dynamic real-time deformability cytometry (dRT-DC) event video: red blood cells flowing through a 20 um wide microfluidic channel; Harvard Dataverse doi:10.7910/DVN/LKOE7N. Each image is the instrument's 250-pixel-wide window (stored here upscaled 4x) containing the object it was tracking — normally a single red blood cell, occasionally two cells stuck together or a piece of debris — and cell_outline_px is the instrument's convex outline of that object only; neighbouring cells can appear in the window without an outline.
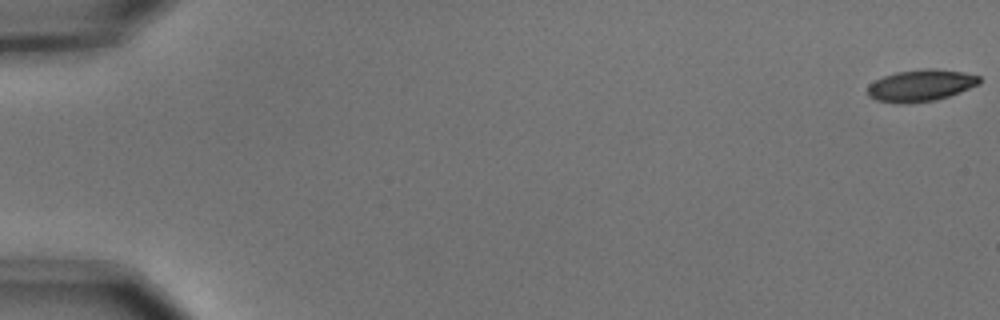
{"species": "common noctule bat (a hibernating species)", "species_latin": "Nyctalus noctula", "temperature_condition": "cold", "stored_images_in_passage": 6, "camera_frame_rate_fps": 3000, "um_per_image_px": 0.085, "animal": {"sex": "male", "body_mass_g": 15.6}, "frame": {"image": 1, "passage_image": 1, "time_ms": 0.0, "image_size_px": [1000, 320], "cell_outline_px": [[980, 84], [960, 92], [936, 100], [912, 104], [900, 104], [876, 100], [868, 96], [868, 84], [884, 76], [896, 72], [928, 68], [936, 68], [964, 72], [980, 76]], "centroid_in_image_um": [78.27, 7.27], "position_along_channel_um": 6.7, "area_um2": 20.92}}
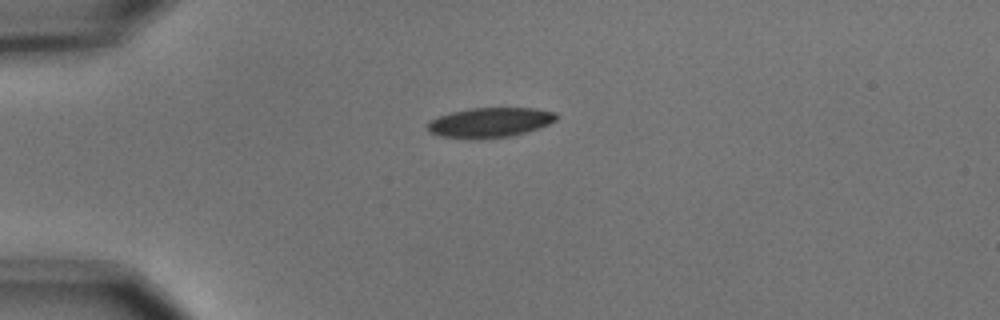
{"frame": {"image": 2, "passage_image": 5, "time_ms": 1.333, "image_size_px": [1000, 320], "cell_outline_px": [[560, 116], [556, 120], [540, 128], [508, 136], [476, 140], [440, 136], [428, 132], [428, 120], [452, 112], [468, 108], [536, 108], [556, 112]], "centroid_in_image_um": [41.65, 10.41], "position_along_channel_um": 43.4, "area_um2": 22.6}}